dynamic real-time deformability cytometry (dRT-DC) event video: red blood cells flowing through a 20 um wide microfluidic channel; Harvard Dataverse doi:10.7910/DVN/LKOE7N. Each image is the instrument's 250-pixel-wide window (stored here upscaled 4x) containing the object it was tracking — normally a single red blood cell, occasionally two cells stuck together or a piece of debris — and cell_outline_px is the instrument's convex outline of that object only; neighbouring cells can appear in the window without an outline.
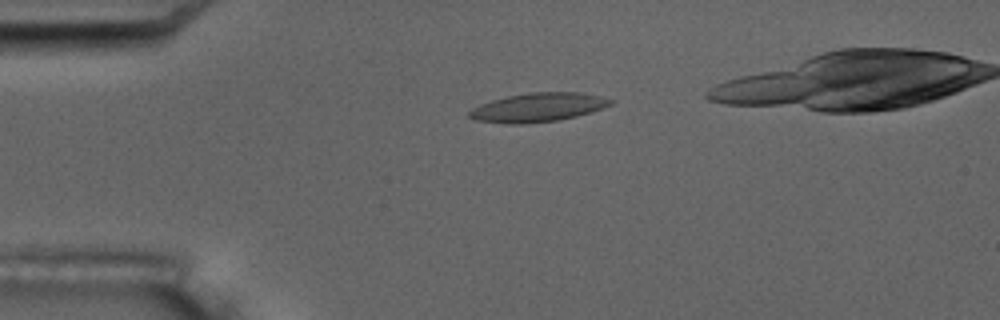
{"species": "common noctule bat (a hibernating species)", "species_latin": "Nyctalus noctula", "temperature_condition": "room temperature", "stored_images_in_passage": 3, "camera_frame_rate_fps": 3000, "um_per_image_px": 0.085, "animal": {"sex": "male", "body_mass_g": 17.5, "forearm_length_mm": 52.3}, "frame": {"image": 1, "passage_image": 1, "time_ms": 0.0, "image_size_px": [1000, 320], "cell_outline_px": [[616, 100], [612, 104], [592, 112], [560, 120], [524, 124], [508, 124], [472, 120], [468, 116], [468, 112], [472, 108], [480, 104], [492, 100], [508, 96], [528, 92], [580, 92], [600, 96]], "centroid_in_image_um": [45.72, 9.13], "position_along_channel_um": 39.3, "area_um2": 24.04}}